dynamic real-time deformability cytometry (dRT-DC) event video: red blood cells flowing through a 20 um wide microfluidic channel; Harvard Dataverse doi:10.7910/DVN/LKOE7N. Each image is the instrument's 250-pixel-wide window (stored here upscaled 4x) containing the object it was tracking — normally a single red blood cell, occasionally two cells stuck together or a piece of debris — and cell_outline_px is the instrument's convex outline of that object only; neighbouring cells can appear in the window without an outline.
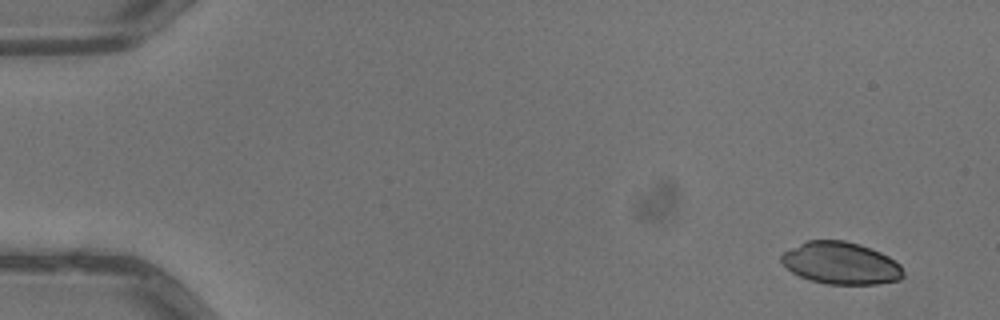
{"species": "common noctule bat (a hibernating species)", "species_latin": "Nyctalus noctula", "temperature_condition": "warm", "stored_images_in_passage": 4, "camera_frame_rate_fps": 3000, "um_per_image_px": 0.085, "animal": {"sex": "male", "body_mass_g": 13.3}, "frame": {"image": 1, "passage_image": 1, "time_ms": 0.0, "image_size_px": [1000, 320], "cell_outline_px": [[904, 276], [900, 280], [876, 284], [828, 284], [808, 280], [792, 272], [780, 260], [780, 256], [784, 252], [808, 240], [844, 240], [860, 244], [880, 252], [896, 260], [900, 264], [904, 272]], "centroid_in_image_um": [71.51, 22.37], "position_along_channel_um": 13.5, "area_um2": 30.0}}
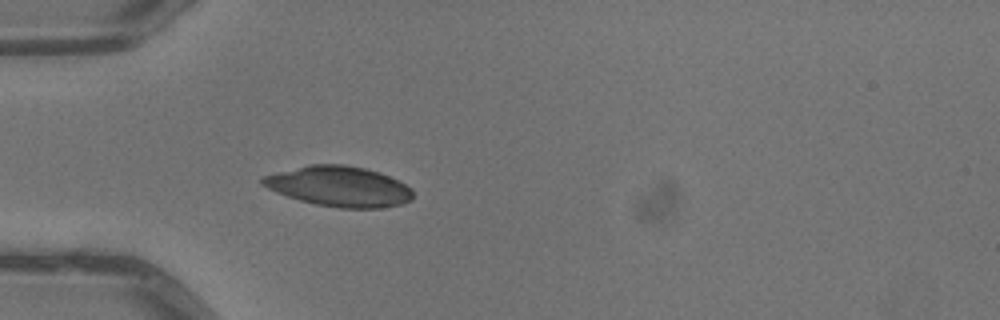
{"frame": {"image": 2, "passage_image": 4, "time_ms": 1.0, "image_size_px": [1000, 320], "cell_outline_px": [[412, 200], [404, 204], [380, 208], [340, 208], [316, 204], [300, 200], [276, 192], [260, 184], [260, 176], [308, 164], [344, 164], [364, 168], [380, 172], [412, 188]], "centroid_in_image_um": [28.8, 15.84], "position_along_channel_um": 56.2, "area_um2": 35.43}}